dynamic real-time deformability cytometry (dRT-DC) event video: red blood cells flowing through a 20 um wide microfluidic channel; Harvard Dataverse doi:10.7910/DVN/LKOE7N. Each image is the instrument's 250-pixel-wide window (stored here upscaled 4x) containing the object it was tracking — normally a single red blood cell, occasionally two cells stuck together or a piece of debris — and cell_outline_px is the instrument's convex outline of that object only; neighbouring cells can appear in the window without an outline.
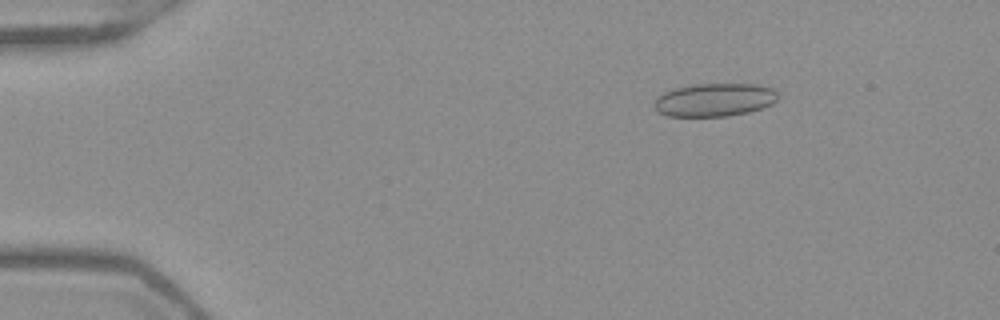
{"species": "Egyptian fruit bat (a non-hibernating species)", "species_latin": "Rousettus aegyptiacus", "temperature_condition": "warm", "stored_images_in_passage": 45, "camera_frame_rate_fps": 3000, "um_per_image_px": 0.085, "frame": {"image": 1, "passage_image": 1, "time_ms": 0.0, "image_size_px": [1000, 320], "cell_outline_px": [[776, 100], [772, 104], [748, 112], [728, 116], [668, 116], [660, 112], [652, 104], [664, 92], [676, 88], [696, 84], [756, 84], [772, 88], [776, 92]], "centroid_in_image_um": [60.74, 8.48], "position_along_channel_um": 24.3, "area_um2": 23.58}}
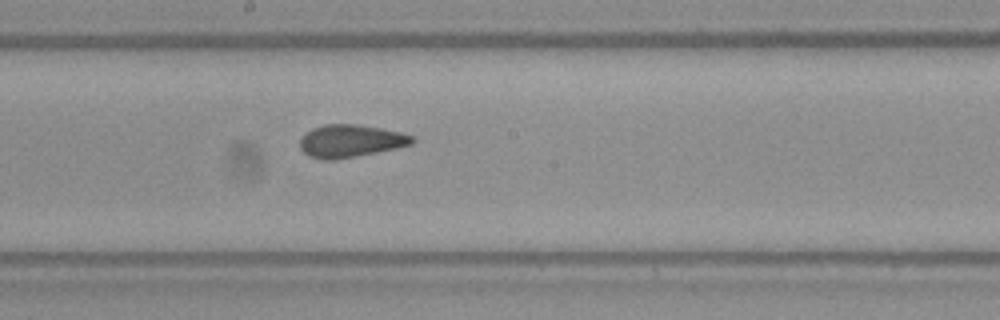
{"frame": {"image": 2, "passage_image": 22, "time_ms": 7.0, "image_size_px": [1000, 320], "cell_outline_px": [[416, 140], [412, 144], [396, 148], [336, 160], [320, 160], [308, 156], [300, 148], [300, 136], [312, 128], [324, 124], [356, 124], [380, 128], [400, 132], [416, 136]], "centroid_in_image_um": [29.78, 11.98], "position_along_channel_um": 218.4, "area_um2": 21.56}}
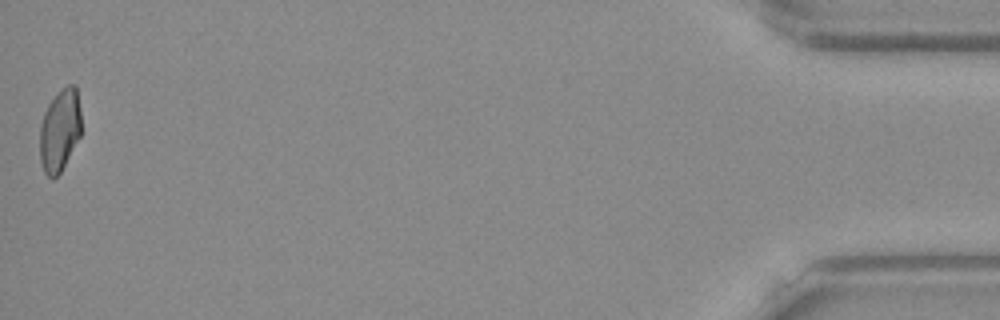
{"frame": {"image": 3, "passage_image": 45, "time_ms": 14.667, "image_size_px": [1000, 320], "cell_outline_px": [[80, 136], [60, 172], [52, 180], [44, 172], [40, 160], [40, 128], [44, 112], [48, 104], [68, 84], [76, 84], [80, 108]], "centroid_in_image_um": [5.08, 11.08], "position_along_channel_um": 430.1, "area_um2": 19.59}, "authors_computed_cell_mechanics": {"area_um2": 21.386, "velocity_mm_per_s": 3.946, "shape_relaxation_time_tau1_ms": null, "shape_relaxation_time_tau2_ms": 1.4838, "deformation_change_tau1": null, "deformation_change_tau2": 0.0685}}